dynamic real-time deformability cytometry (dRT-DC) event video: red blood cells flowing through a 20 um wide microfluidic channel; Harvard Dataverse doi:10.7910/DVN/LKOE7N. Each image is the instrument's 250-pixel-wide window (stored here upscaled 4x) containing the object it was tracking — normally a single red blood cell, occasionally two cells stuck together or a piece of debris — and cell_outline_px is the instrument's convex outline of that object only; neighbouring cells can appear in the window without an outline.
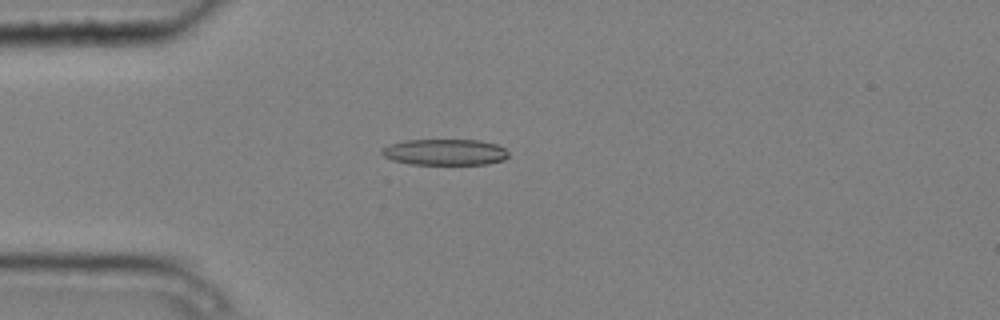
{"species": "common noctule bat (a hibernating species)", "species_latin": "Nyctalus noctula", "temperature_condition": "cold", "stored_images_in_passage": 3, "camera_frame_rate_fps": 3000, "um_per_image_px": 0.085, "animal": {"sex": "male", "body_mass_g": 20.4}, "frame": {"image": 1, "passage_image": 3, "time_ms": 0.667, "image_size_px": [1000, 320], "cell_outline_px": [[508, 156], [504, 160], [488, 164], [408, 164], [392, 160], [384, 156], [380, 152], [388, 144], [404, 140], [480, 140], [496, 144], [504, 148], [508, 152]], "centroid_in_image_um": [37.81, 12.93], "position_along_channel_um": 47.2, "area_um2": 19.36}}